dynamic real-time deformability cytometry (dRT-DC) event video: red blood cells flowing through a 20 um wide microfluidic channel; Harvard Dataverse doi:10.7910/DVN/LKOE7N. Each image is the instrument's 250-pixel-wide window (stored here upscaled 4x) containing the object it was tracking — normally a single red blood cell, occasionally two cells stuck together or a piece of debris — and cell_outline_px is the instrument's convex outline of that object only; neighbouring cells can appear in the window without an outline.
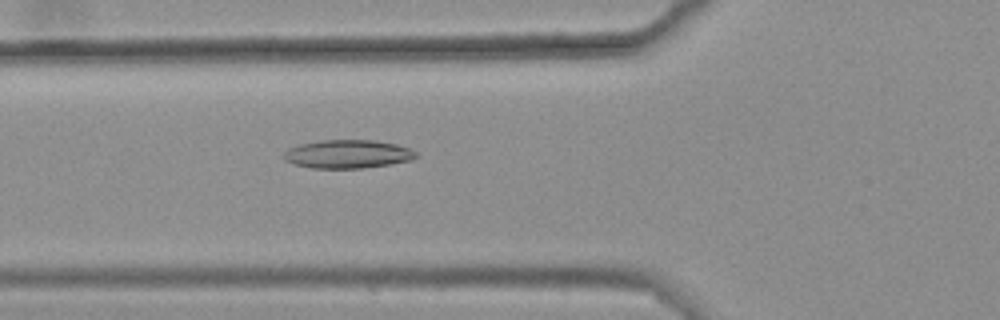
{"species": "common noctule bat (a hibernating species)", "species_latin": "Nyctalus noctula", "temperature_condition": "warm", "stored_images_in_passage": 34, "camera_frame_rate_fps": 3000, "um_per_image_px": 0.085, "animal": {"sex": "female", "body_mass_g": 25.1}, "frame": {"image": 1, "passage_image": 5, "time_ms": 1.333, "image_size_px": [1000, 320], "cell_outline_px": [[416, 156], [412, 160], [392, 164], [360, 168], [312, 168], [296, 164], [284, 160], [280, 156], [288, 148], [296, 144], [320, 140], [376, 140], [396, 144], [408, 148], [416, 152]], "centroid_in_image_um": [29.5, 13.09], "position_along_channel_um": 96.3, "area_um2": 22.08}}
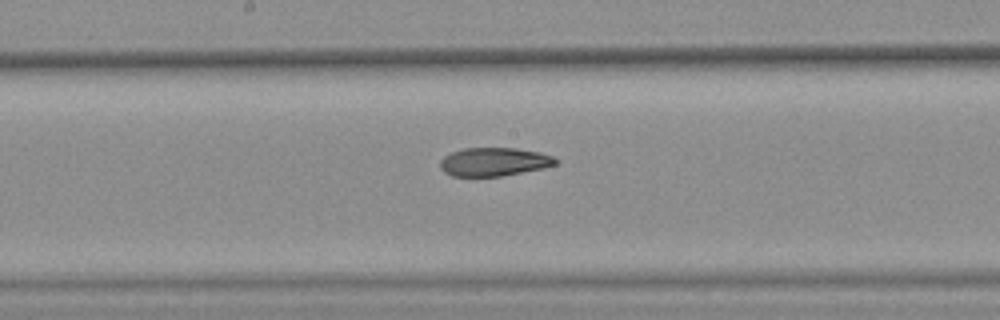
{"frame": {"image": 2, "passage_image": 14, "time_ms": 4.333, "image_size_px": [1000, 320], "cell_outline_px": [[560, 160], [556, 164], [544, 168], [500, 176], [452, 176], [444, 172], [440, 168], [440, 160], [444, 156], [452, 152], [464, 148], [516, 148], [540, 152], [552, 156]], "centroid_in_image_um": [42.0, 13.75], "position_along_channel_um": 206.2, "area_um2": 19.19}}
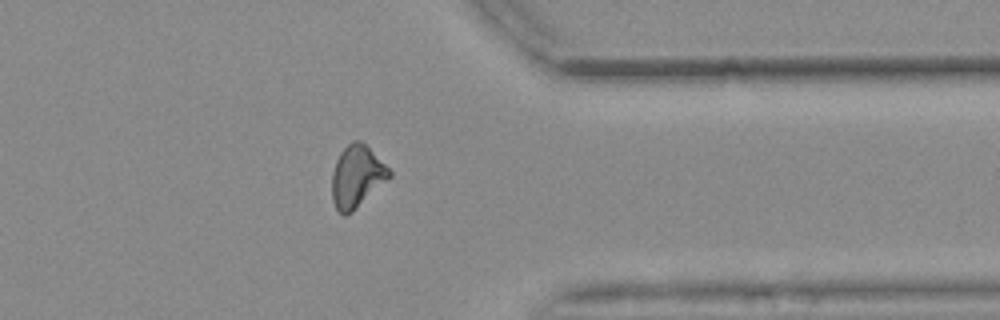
{"frame": {"image": 3, "passage_image": 29, "time_ms": 9.333, "image_size_px": [1000, 320], "cell_outline_px": [[392, 176], [352, 212], [344, 216], [336, 208], [332, 200], [332, 172], [336, 160], [340, 152], [352, 140], [360, 140], [392, 172]], "centroid_in_image_um": [30.31, 15.01], "position_along_channel_um": 381.1, "area_um2": 20.46}, "authors_computed_cell_mechanics": {"area_um2": 20.2011, "velocity_mm_per_s": 3.6558, "shape_relaxation_time_tau1_ms": null, "shape_relaxation_time_tau2_ms": 4.542, "deformation_change_tau1": null, "deformation_change_tau2": 0.1228}}